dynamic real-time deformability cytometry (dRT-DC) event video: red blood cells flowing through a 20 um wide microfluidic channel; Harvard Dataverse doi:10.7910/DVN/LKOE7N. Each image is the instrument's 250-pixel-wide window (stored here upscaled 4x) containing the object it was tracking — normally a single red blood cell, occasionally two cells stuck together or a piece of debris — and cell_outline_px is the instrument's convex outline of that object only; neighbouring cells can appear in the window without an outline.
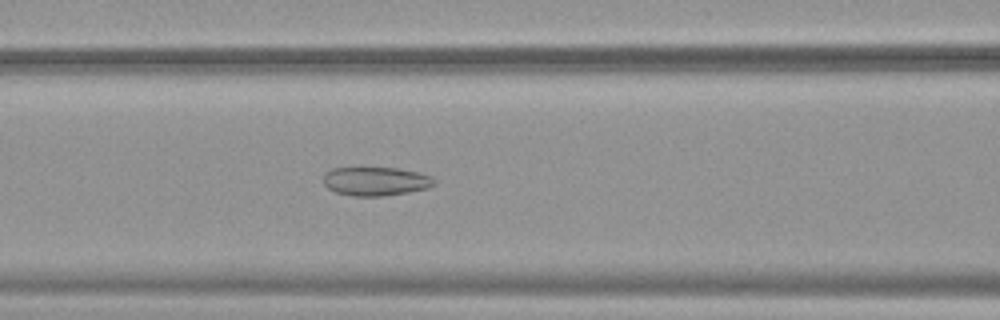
{"species": "common noctule bat (a hibernating species)", "species_latin": "Nyctalus noctula", "temperature_condition": "warm", "stored_images_in_passage": 54, "camera_frame_rate_fps": 3000, "um_per_image_px": 0.085, "animal": {"sex": "female", "body_mass_g": 19.9}, "frame": {"image": 1, "passage_image": 24, "time_ms": 7.667, "image_size_px": [1000, 320], "cell_outline_px": [[436, 184], [428, 188], [408, 192], [384, 196], [352, 196], [336, 192], [328, 188], [324, 184], [324, 176], [332, 168], [360, 164], [400, 168], [420, 172], [432, 176], [436, 180]], "centroid_in_image_um": [31.94, 15.35], "position_along_channel_um": 134.7, "area_um2": 19.65}}
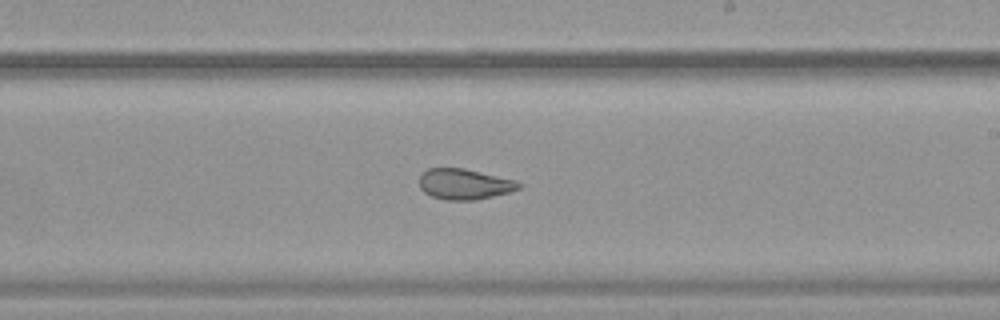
{"frame": {"image": 2, "passage_image": 33, "time_ms": 10.667, "image_size_px": [1000, 320], "cell_outline_px": [[524, 184], [520, 188], [508, 192], [476, 200], [448, 200], [432, 196], [424, 192], [420, 188], [420, 172], [428, 168], [464, 168], [516, 180]], "centroid_in_image_um": [39.47, 15.64], "position_along_channel_um": 249.5, "area_um2": 17.8}}
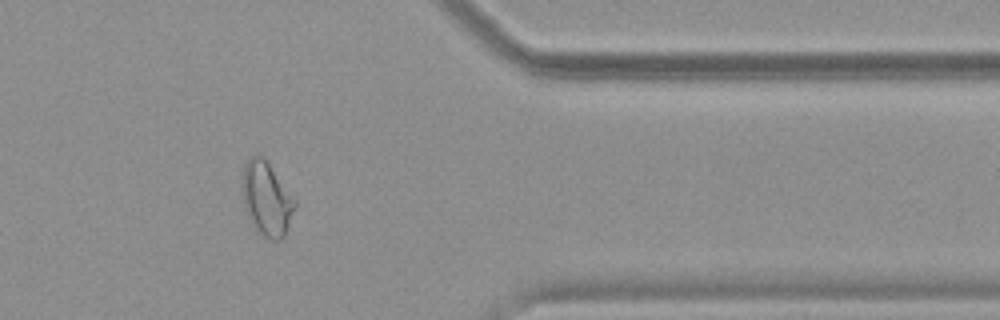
{"frame": {"image": 3, "passage_image": 45, "time_ms": 14.667, "image_size_px": [1000, 320], "cell_outline_px": [[296, 204], [284, 236], [280, 240], [272, 240], [264, 236], [248, 220], [244, 208], [244, 164], [256, 152], [264, 156], [296, 200]], "centroid_in_image_um": [22.67, 16.87], "position_along_channel_um": 388.7, "area_um2": 22.37}, "authors_computed_cell_mechanics": {"area_um2": 23.5824, "velocity_mm_per_s": 3.8392, "shape_relaxation_time_tau1_ms": null, "shape_relaxation_time_tau2_ms": 1.7602, "deformation_change_tau1": null, "deformation_change_tau2": 0.0844}}